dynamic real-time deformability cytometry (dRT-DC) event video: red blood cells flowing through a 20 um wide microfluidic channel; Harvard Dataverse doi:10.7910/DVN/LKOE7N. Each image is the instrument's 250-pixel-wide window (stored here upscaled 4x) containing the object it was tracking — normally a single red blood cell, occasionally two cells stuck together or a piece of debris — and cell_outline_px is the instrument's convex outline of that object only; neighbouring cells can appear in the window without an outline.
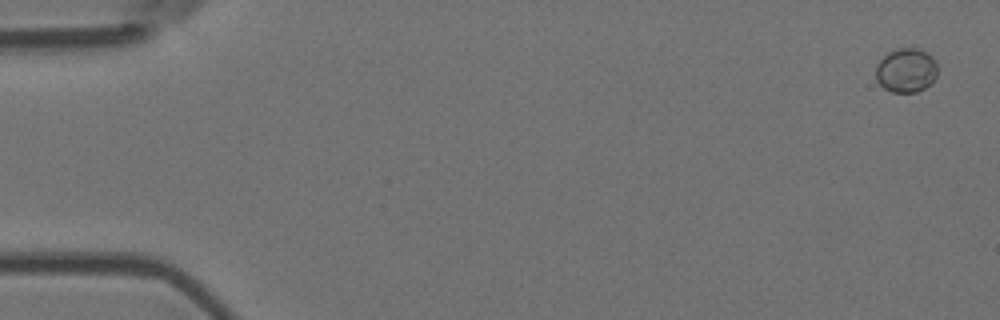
{"species": "Egyptian fruit bat (a non-hibernating species)", "species_latin": "Rousettus aegyptiacus", "temperature_condition": "room temperature", "stored_images_in_passage": 5, "camera_frame_rate_fps": 3000, "um_per_image_px": 0.085, "animal": {"sex": "female"}, "frame": {"image": 1, "passage_image": 1, "time_ms": 0.0, "image_size_px": [1000, 320], "cell_outline_px": [[936, 76], [924, 88], [916, 92], [892, 92], [884, 88], [876, 80], [876, 64], [888, 52], [896, 48], [920, 48], [928, 52], [936, 60]], "centroid_in_image_um": [77.01, 5.95], "position_along_channel_um": 8.0, "area_um2": 15.95}}
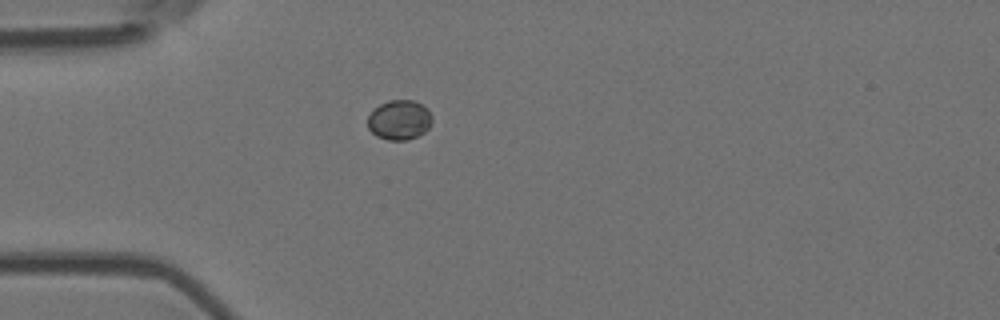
{"frame": {"image": 2, "passage_image": 5, "time_ms": 1.333, "image_size_px": [1000, 320], "cell_outline_px": [[432, 120], [428, 128], [424, 132], [408, 140], [388, 140], [376, 136], [368, 128], [368, 116], [380, 104], [388, 100], [412, 100], [428, 108], [432, 116]], "centroid_in_image_um": [33.95, 10.2], "position_along_channel_um": 51.1, "area_um2": 14.85}}